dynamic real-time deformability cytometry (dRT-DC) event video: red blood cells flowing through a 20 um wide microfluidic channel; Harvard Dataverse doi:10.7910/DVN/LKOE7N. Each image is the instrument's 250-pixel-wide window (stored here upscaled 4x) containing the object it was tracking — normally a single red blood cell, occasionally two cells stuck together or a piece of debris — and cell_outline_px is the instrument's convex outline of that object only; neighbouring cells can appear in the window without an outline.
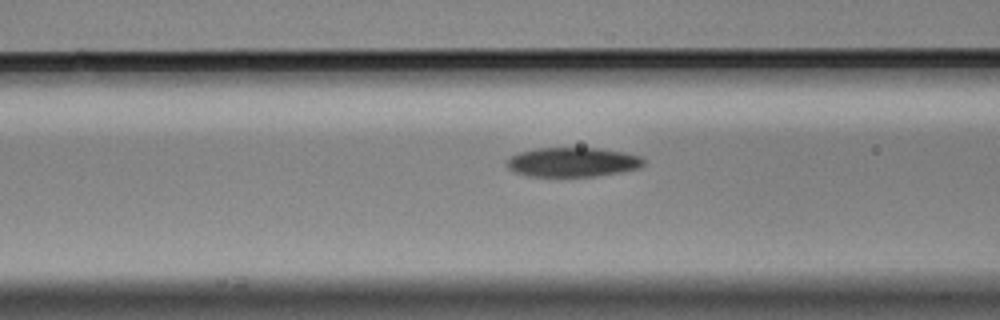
{"species": "Egyptian fruit bat (a non-hibernating species)", "species_latin": "Rousettus aegyptiacus", "temperature_condition": "cold", "stored_images_in_passage": 23, "camera_frame_rate_fps": 3000, "um_per_image_px": 0.085, "animal": {"sex": "male"}, "frame": {"image": 1, "passage_image": 18, "time_ms": 5.667, "image_size_px": [1000, 320], "cell_outline_px": [[644, 164], [640, 168], [620, 172], [596, 176], [528, 176], [516, 172], [508, 168], [504, 164], [508, 156], [516, 152], [536, 148], [600, 148], [624, 152], [640, 156], [644, 160]], "centroid_in_image_um": [48.62, 13.77], "position_along_channel_um": 118.0, "area_um2": 23.7}}
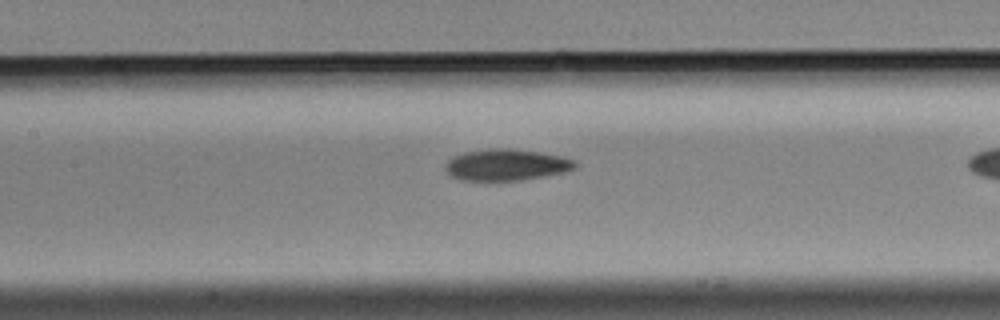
{"frame": {"image": 2, "passage_image": 22, "time_ms": 7.0, "image_size_px": [1000, 320], "cell_outline_px": [[576, 168], [564, 172], [544, 176], [520, 180], [484, 184], [460, 180], [452, 176], [444, 168], [448, 160], [452, 156], [464, 152], [488, 148], [512, 148], [540, 152], [560, 156], [576, 160]], "centroid_in_image_um": [42.98, 14.05], "position_along_channel_um": 164.4, "area_um2": 24.68}}